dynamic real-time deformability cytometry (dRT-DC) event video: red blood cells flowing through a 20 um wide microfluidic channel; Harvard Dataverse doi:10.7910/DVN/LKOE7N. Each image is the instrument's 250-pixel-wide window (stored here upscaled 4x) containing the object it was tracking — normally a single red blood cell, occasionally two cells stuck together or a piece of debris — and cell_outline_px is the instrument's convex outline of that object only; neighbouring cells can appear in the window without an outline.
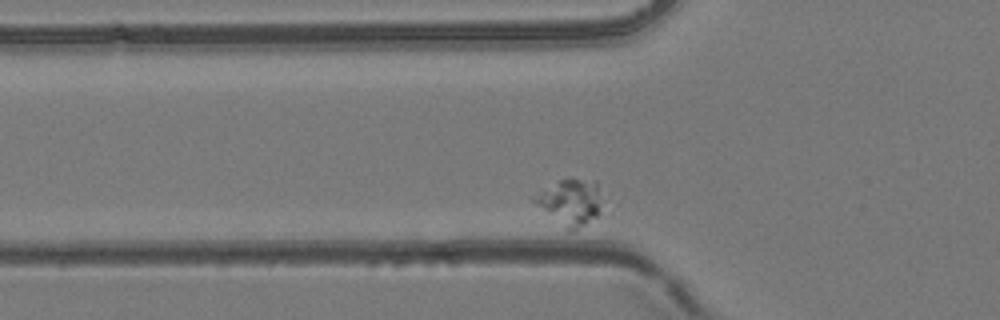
{"species": "common noctule bat (a hibernating species)", "species_latin": "Nyctalus noctula", "temperature_condition": "room temperature", "stored_images_in_passage": 32, "camera_frame_rate_fps": 3000, "um_per_image_px": 0.085, "animal": {"sex": "female", "body_mass_g": 24.6, "forearm_length_mm": 56.2}, "frame": {"image": 1, "passage_image": 4, "time_ms": 1.0, "image_size_px": [1000, 320], "cell_outline_px": [[596, 216], [572, 232], [568, 232], [532, 200], [528, 196], [568, 176], [572, 176], [596, 180]], "centroid_in_image_um": [48.35, 17.13], "position_along_channel_um": 77.5, "area_um2": 17.74}}
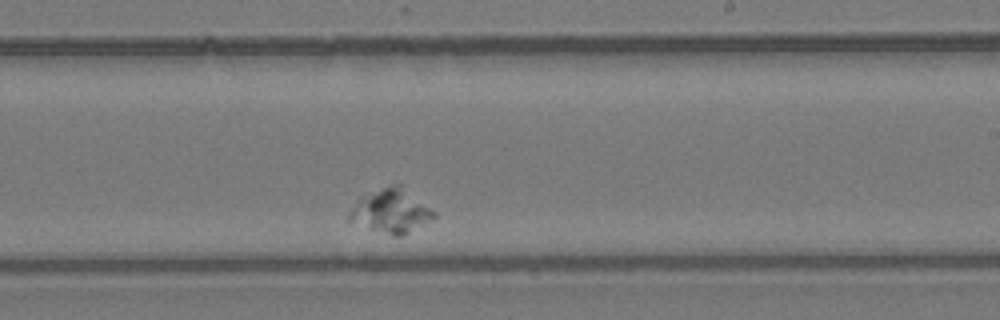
{"frame": {"image": 2, "passage_image": 20, "time_ms": 6.333, "image_size_px": [1000, 320], "cell_outline_px": [[436, 216], [400, 236], [392, 236], [348, 220], [348, 212], [356, 200], [392, 184], [400, 184], [436, 212]], "centroid_in_image_um": [33.22, 17.93], "position_along_channel_um": 255.8, "area_um2": 20.92}}
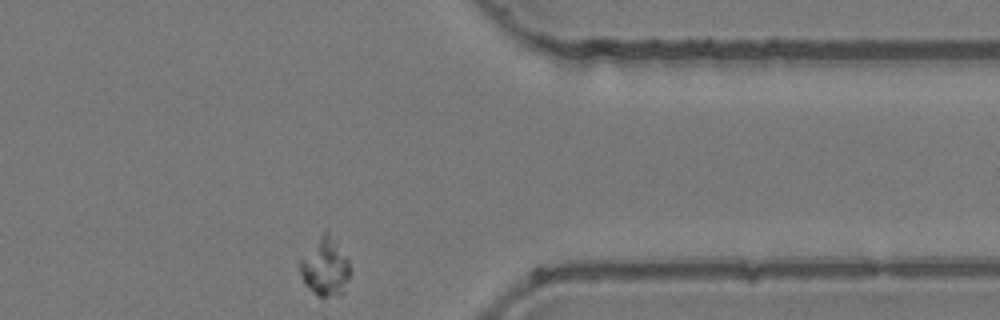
{"frame": {"image": 3, "passage_image": 32, "time_ms": 10.333, "image_size_px": [1000, 320], "cell_outline_px": [[348, 280], [344, 292], [328, 296], [316, 296], [304, 284], [296, 264], [324, 228], [328, 228], [336, 240], [348, 260]], "centroid_in_image_um": [27.58, 22.63], "position_along_channel_um": 383.8, "area_um2": 17.34}}